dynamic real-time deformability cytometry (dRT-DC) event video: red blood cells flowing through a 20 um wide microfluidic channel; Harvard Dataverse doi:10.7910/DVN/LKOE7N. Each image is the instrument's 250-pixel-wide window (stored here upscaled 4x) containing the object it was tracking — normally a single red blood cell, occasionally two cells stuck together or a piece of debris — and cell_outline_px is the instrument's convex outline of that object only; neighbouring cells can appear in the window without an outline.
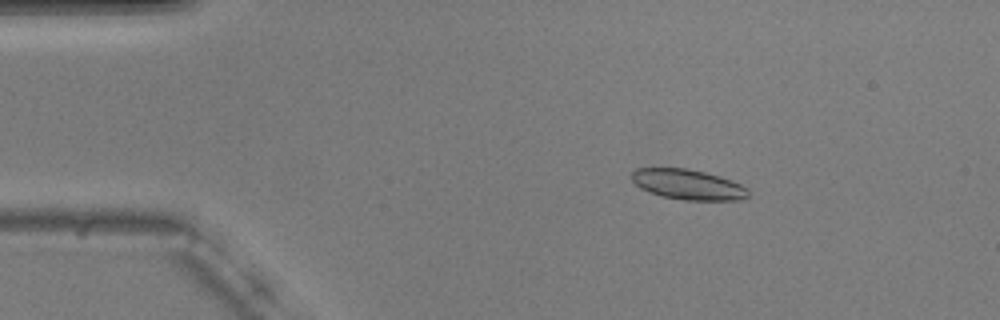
{"species": "common noctule bat (a hibernating species)", "species_latin": "Nyctalus noctula", "temperature_condition": "warm", "stored_images_in_passage": 47, "camera_frame_rate_fps": 3000, "um_per_image_px": 0.085, "animal": {"sex": "male", "body_mass_g": 20.5, "forearm_length_mm": 52.5}, "frame": {"image": 1, "passage_image": 1, "time_ms": 0.0, "image_size_px": [1000, 320], "cell_outline_px": [[748, 196], [740, 200], [684, 200], [660, 196], [648, 192], [640, 188], [632, 180], [632, 172], [636, 168], [688, 168], [720, 176], [740, 184], [748, 188]], "centroid_in_image_um": [58.46, 15.68], "position_along_channel_um": 26.5, "area_um2": 20.58}}
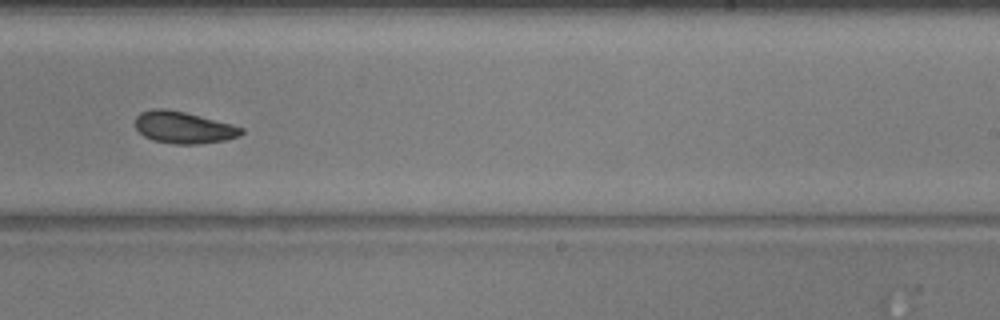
{"frame": {"image": 2, "passage_image": 26, "time_ms": 8.333, "image_size_px": [1000, 320], "cell_outline_px": [[244, 132], [240, 136], [224, 140], [200, 144], [176, 144], [152, 140], [144, 136], [136, 128], [136, 116], [140, 112], [156, 108], [164, 108], [184, 112], [232, 124], [244, 128]], "centroid_in_image_um": [15.61, 10.84], "position_along_channel_um": 273.4, "area_um2": 19.65}}
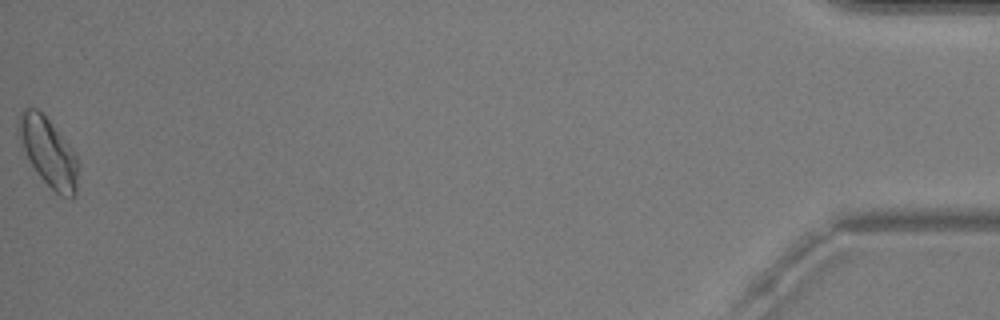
{"frame": {"image": 3, "passage_image": 47, "time_ms": 15.333, "image_size_px": [1000, 320], "cell_outline_px": [[80, 168], [76, 192], [72, 196], [60, 196], [36, 172], [28, 160], [16, 132], [16, 120], [20, 112], [24, 108], [36, 108], [48, 120], [76, 156], [80, 164]], "centroid_in_image_um": [4.08, 12.93], "position_along_channel_um": 431.1, "area_um2": 23.64}, "authors_computed_cell_mechanics": {"area_um2": 20.23, "velocity_mm_per_s": 3.6841, "shape_relaxation_time_tau1_ms": 2.2832, "shape_relaxation_time_tau2_ms": 2.872, "deformation_change_tau1": 0.124, "deformation_change_tau2": 0.0796}}